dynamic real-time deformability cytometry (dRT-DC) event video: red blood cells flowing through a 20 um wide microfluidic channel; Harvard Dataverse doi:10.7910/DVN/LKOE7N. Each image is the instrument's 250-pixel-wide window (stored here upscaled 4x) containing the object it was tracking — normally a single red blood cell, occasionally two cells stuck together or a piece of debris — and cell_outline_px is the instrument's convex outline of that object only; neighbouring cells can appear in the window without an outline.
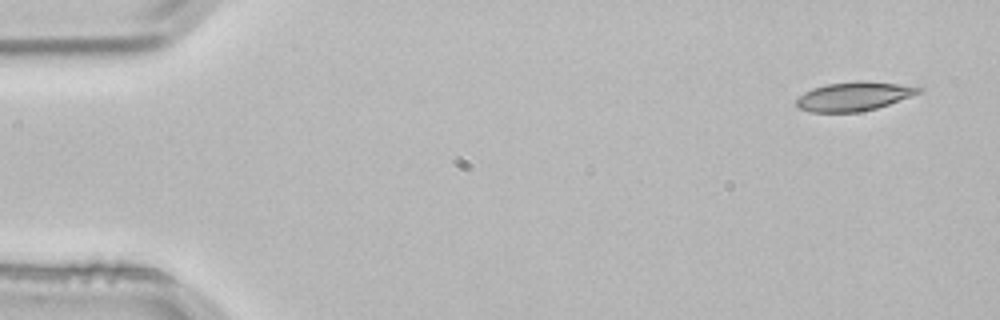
{"species": "common noctule bat (a hibernating species)", "species_latin": "Nyctalus noctula", "temperature_condition": "room temperature", "stored_images_in_passage": 4, "segment_of_instrument_passage": [2, 2], "camera_frame_rate_fps": 3000, "um_per_image_px": 0.085, "animal": {"sex": "male", "body_mass_g": 21.5, "forearm_length_mm": 52.0}, "frame": {"image": 1, "passage_image": 4, "time_ms": 1.0, "image_size_px": [1000, 320], "cell_outline_px": [[924, 88], [920, 92], [888, 104], [876, 108], [860, 112], [808, 112], [796, 108], [796, 100], [804, 92], [812, 88], [828, 84], [856, 80], [864, 80], [920, 84]], "centroid_in_image_um": [72.64, 8.16], "position_along_channel_um": 12.4, "area_um2": 21.21}}